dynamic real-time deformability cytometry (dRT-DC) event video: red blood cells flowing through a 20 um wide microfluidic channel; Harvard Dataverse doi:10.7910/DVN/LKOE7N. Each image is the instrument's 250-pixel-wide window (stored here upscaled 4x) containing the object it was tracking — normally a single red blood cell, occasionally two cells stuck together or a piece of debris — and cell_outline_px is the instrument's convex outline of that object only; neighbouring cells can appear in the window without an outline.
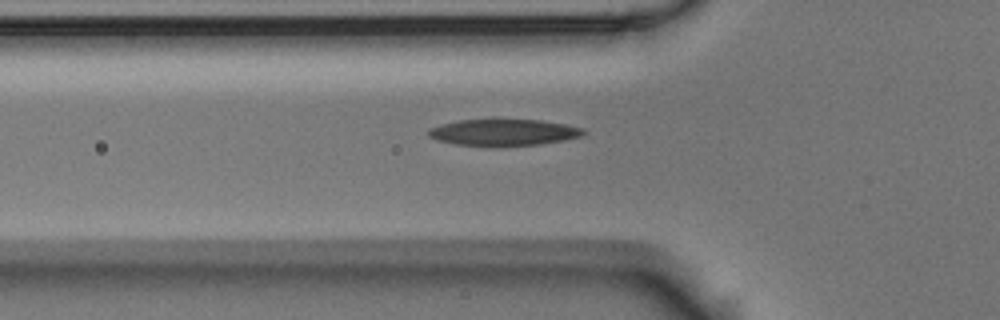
{"species": "Egyptian fruit bat (a non-hibernating species)", "species_latin": "Rousettus aegyptiacus", "temperature_condition": "room temperature", "stored_images_in_passage": 5, "camera_frame_rate_fps": 3000, "um_per_image_px": 0.085, "animal": {"sex": "male"}, "frame": {"image": 1, "passage_image": 5, "time_ms": 1.333, "image_size_px": [1000, 320], "cell_outline_px": [[588, 132], [584, 136], [564, 140], [540, 144], [456, 144], [436, 140], [428, 136], [428, 128], [440, 124], [460, 120], [496, 116], [540, 120], [564, 124], [584, 128]], "centroid_in_image_um": [42.82, 11.17], "position_along_channel_um": 83.0, "area_um2": 24.45}}